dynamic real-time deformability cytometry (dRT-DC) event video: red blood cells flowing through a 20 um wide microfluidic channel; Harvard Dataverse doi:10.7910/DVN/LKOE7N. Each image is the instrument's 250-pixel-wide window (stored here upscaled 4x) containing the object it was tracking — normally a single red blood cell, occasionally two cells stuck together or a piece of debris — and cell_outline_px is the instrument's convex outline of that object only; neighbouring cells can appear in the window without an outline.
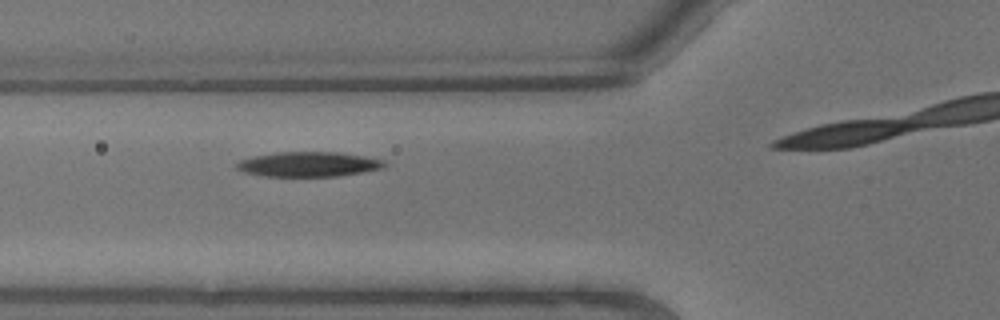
{"species": "common noctule bat (a hibernating species)", "species_latin": "Nyctalus noctula", "temperature_condition": "warm", "stored_images_in_passage": 6, "camera_frame_rate_fps": 3000, "um_per_image_px": 0.085, "animal": {"sex": "male", "body_mass_g": 13.3}, "frame": {"image": 1, "passage_image": 5, "time_ms": 1.333, "image_size_px": [1000, 320], "cell_outline_px": [[388, 164], [384, 168], [364, 172], [336, 176], [260, 176], [244, 172], [236, 168], [236, 164], [240, 160], [256, 156], [276, 152], [336, 152], [364, 156], [384, 160]], "centroid_in_image_um": [26.26, 13.96], "position_along_channel_um": 99.5, "area_um2": 21.39}}